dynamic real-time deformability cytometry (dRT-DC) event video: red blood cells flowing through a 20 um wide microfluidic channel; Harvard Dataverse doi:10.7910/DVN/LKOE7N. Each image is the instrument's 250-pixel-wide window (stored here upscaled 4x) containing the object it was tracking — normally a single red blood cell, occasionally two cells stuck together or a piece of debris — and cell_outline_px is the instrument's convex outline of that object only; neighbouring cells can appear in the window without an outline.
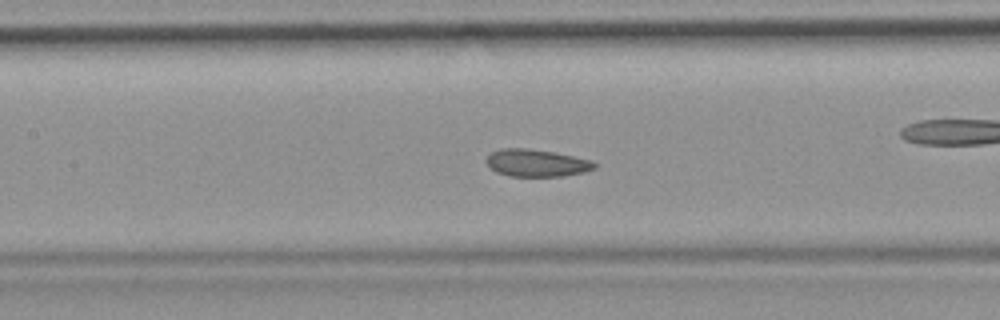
{"species": "common noctule bat (a hibernating species)", "species_latin": "Nyctalus noctula", "temperature_condition": "room temperature", "stored_images_in_passage": 52, "camera_frame_rate_fps": 3000, "um_per_image_px": 0.085, "animal": {"sex": "female", "body_mass_g": 19.9}, "frame": {"image": 1, "passage_image": 23, "time_ms": 7.333, "image_size_px": [1000, 320], "cell_outline_px": [[596, 168], [584, 172], [564, 176], [508, 176], [496, 172], [484, 160], [492, 152], [500, 148], [528, 148], [556, 152], [592, 160], [596, 164]], "centroid_in_image_um": [45.62, 13.84], "position_along_channel_um": 161.8, "area_um2": 17.34}, "authors_computed_cell_mechanics": {"area_um2": 17.9758, "velocity_mm_per_s": 3.8024, "shape_relaxation_time_tau1_ms": null, "shape_relaxation_time_tau2_ms": 2.2751, "deformation_change_tau1": null, "deformation_change_tau2": 0.0898}}